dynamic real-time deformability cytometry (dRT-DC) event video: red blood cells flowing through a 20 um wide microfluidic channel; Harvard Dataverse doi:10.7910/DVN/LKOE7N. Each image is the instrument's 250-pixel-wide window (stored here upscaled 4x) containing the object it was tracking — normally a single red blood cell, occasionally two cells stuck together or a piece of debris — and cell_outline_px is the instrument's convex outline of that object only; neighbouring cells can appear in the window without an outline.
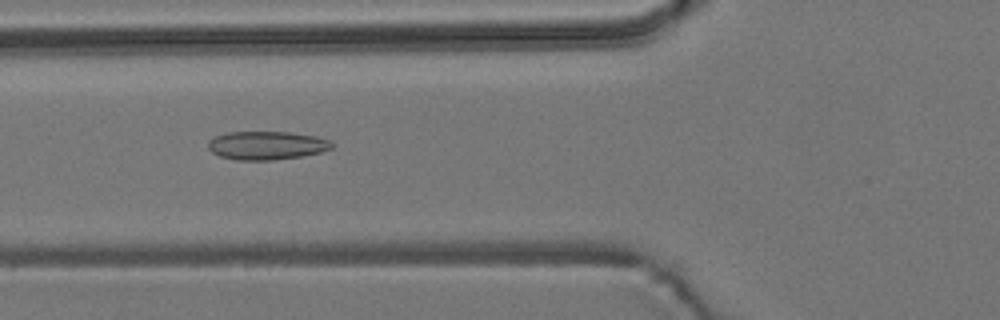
{"species": "common noctule bat (a hibernating species)", "species_latin": "Nyctalus noctula", "temperature_condition": "room temperature", "stored_images_in_passage": 40, "camera_frame_rate_fps": 3000, "um_per_image_px": 0.085, "animal": {"sex": "male", "body_mass_g": 19.2, "forearm_length_mm": 51.8}, "frame": {"image": 1, "passage_image": 5, "time_ms": 1.333, "image_size_px": [1000, 320], "cell_outline_px": [[332, 148], [320, 152], [300, 156], [272, 160], [236, 160], [220, 156], [212, 152], [208, 148], [208, 140], [216, 136], [228, 132], [288, 132], [316, 136], [332, 140]], "centroid_in_image_um": [22.66, 12.36], "position_along_channel_um": 103.1, "area_um2": 20.46}}
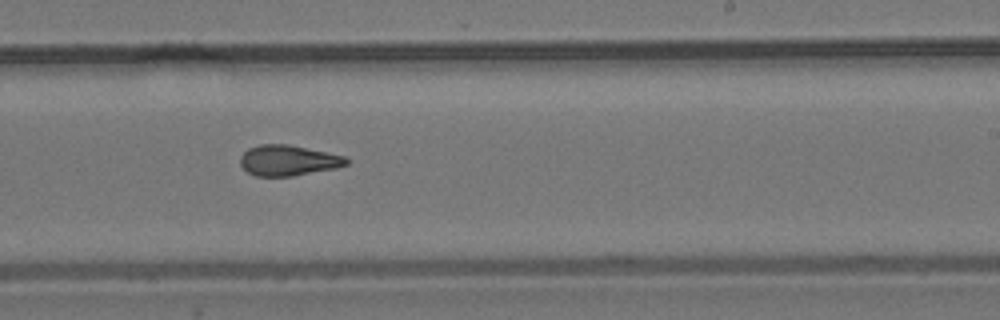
{"frame": {"image": 2, "passage_image": 18, "time_ms": 5.667, "image_size_px": [1000, 320], "cell_outline_px": [[348, 164], [336, 168], [292, 176], [256, 176], [248, 172], [240, 164], [240, 156], [248, 148], [260, 144], [288, 144], [348, 156]], "centroid_in_image_um": [24.52, 13.63], "position_along_channel_um": 264.5, "area_um2": 19.02}}
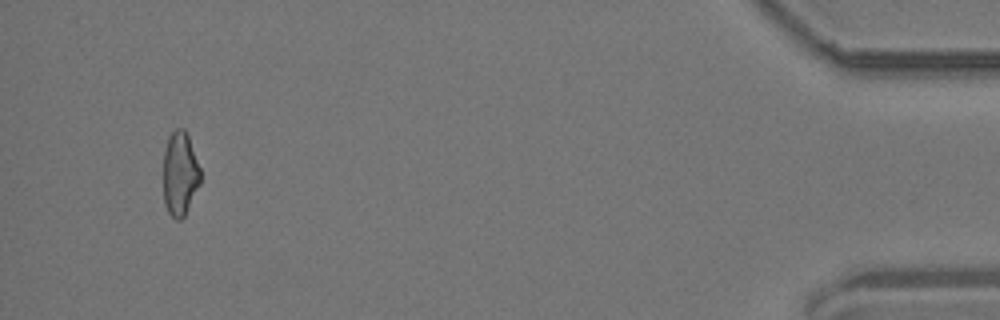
{"frame": {"image": 3, "passage_image": 37, "time_ms": 12.0, "image_size_px": [1000, 320], "cell_outline_px": [[200, 184], [184, 216], [180, 220], [176, 220], [168, 212], [164, 204], [164, 148], [168, 136], [176, 128], [184, 128], [188, 136], [200, 168]], "centroid_in_image_um": [15.29, 14.76], "position_along_channel_um": 419.9, "area_um2": 18.15}, "authors_computed_cell_mechanics": {"area_um2": 19.0162, "velocity_mm_per_s": 3.7308, "shape_relaxation_time_tau1_ms": null, "shape_relaxation_time_tau2_ms": 2.1891, "deformation_change_tau1": null, "deformation_change_tau2": 0.0877}}